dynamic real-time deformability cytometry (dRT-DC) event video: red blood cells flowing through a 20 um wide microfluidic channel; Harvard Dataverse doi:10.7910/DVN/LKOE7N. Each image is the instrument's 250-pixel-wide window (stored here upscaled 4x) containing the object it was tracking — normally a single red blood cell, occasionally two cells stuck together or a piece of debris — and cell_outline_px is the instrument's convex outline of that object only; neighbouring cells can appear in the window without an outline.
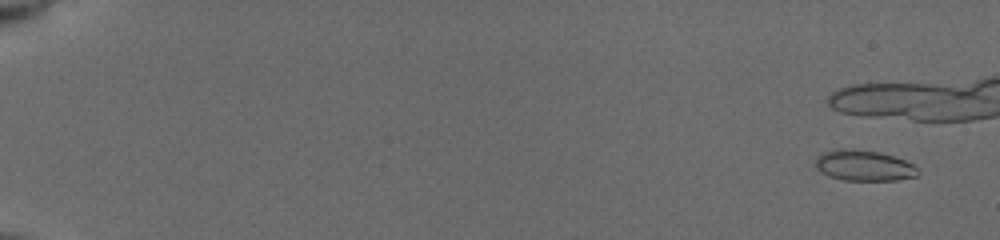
{"species": "common noctule bat (a hibernating species)", "species_latin": "Nyctalus noctula", "temperature_condition": "cold", "stored_images_in_passage": 9, "camera_frame_rate_fps": 3000, "um_per_image_px": 0.085, "animal": {"sex": "female", "body_mass_g": 19.5, "forearm_length_mm": 54.1}, "frame": {"image": 1, "passage_image": 2, "time_ms": 1.0, "image_size_px": [1000, 240], "cell_outline_px": [[920, 172], [916, 176], [896, 180], [840, 180], [820, 172], [812, 164], [824, 152], [840, 148], [852, 148], [880, 152], [904, 160], [912, 164]], "centroid_in_image_um": [73.4, 14.07], "position_along_channel_um": 11.6, "area_um2": 18.38}}